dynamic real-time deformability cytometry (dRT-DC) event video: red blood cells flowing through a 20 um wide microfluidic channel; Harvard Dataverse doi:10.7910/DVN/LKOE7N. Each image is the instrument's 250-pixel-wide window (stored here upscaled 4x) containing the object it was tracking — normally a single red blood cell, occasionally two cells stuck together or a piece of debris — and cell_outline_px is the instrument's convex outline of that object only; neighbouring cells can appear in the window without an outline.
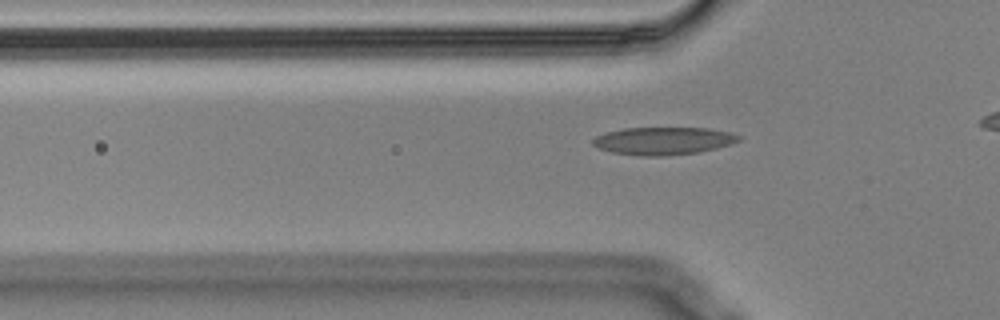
{"species": "Egyptian fruit bat (a non-hibernating species)", "species_latin": "Rousettus aegyptiacus", "temperature_condition": "cold", "stored_images_in_passage": 40, "camera_frame_rate_fps": 3000, "um_per_image_px": 0.085, "animal": {"sex": "male"}, "frame": {"image": 1, "passage_image": 12, "time_ms": 3.667, "image_size_px": [1000, 320], "cell_outline_px": [[744, 136], [740, 140], [732, 144], [716, 148], [696, 152], [664, 156], [640, 156], [612, 152], [596, 148], [592, 144], [592, 140], [596, 136], [604, 132], [624, 128], [708, 128], [732, 132]], "centroid_in_image_um": [56.39, 11.97], "position_along_channel_um": 69.4, "area_um2": 23.76}}
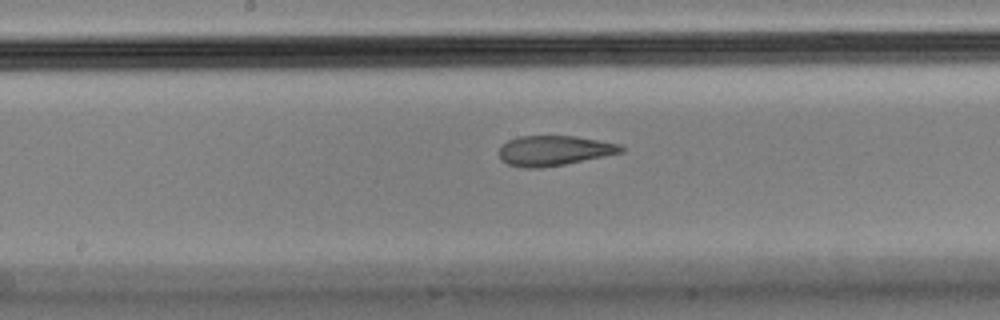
{"frame": {"image": 2, "passage_image": 23, "time_ms": 7.333, "image_size_px": [1000, 320], "cell_outline_px": [[624, 152], [564, 164], [540, 168], [524, 168], [508, 164], [500, 160], [500, 148], [508, 140], [520, 136], [576, 136], [620, 144], [624, 148]], "centroid_in_image_um": [47.1, 12.8], "position_along_channel_um": 201.1, "area_um2": 21.21}}
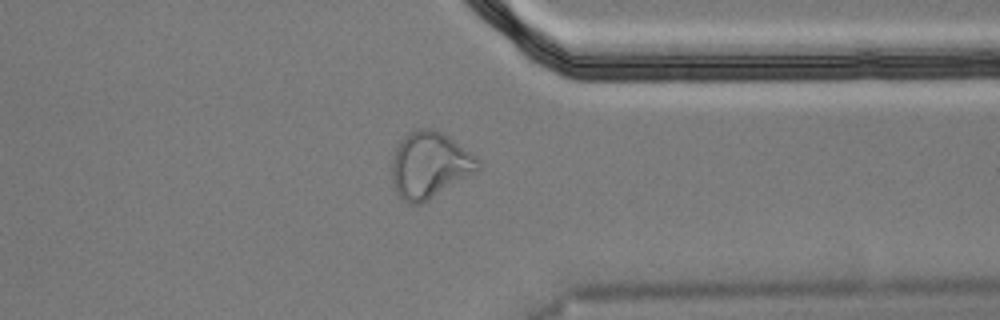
{"frame": {"image": 3, "passage_image": 38, "time_ms": 12.333, "image_size_px": [1000, 320], "cell_outline_px": [[480, 168], [476, 172], [428, 200], [420, 204], [408, 204], [396, 192], [392, 180], [392, 156], [396, 148], [404, 136], [416, 128], [432, 128], [448, 136], [476, 156], [480, 160]], "centroid_in_image_um": [36.51, 14.02], "position_along_channel_um": 374.9, "area_um2": 33.12}}